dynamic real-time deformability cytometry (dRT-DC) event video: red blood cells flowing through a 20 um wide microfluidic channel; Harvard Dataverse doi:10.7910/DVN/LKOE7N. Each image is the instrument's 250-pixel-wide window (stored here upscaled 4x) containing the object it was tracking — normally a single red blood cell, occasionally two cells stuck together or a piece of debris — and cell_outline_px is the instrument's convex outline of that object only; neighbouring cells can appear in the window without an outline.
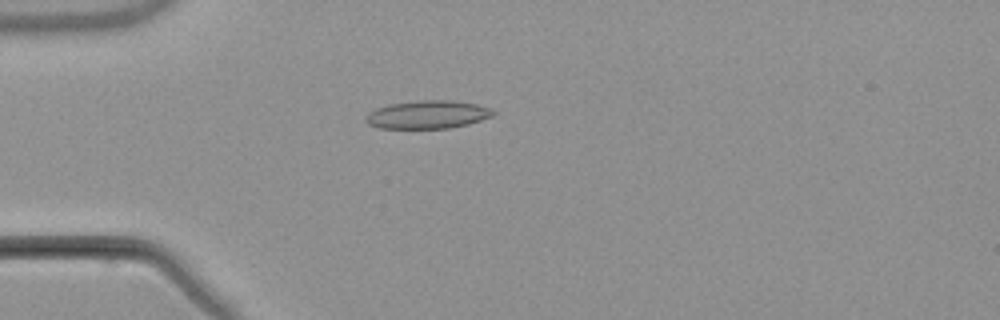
{"species": "common noctule bat (a hibernating species)", "species_latin": "Nyctalus noctula", "temperature_condition": "warm", "stored_images_in_passage": 5, "camera_frame_rate_fps": 3000, "um_per_image_px": 0.085, "animal": {"sex": "male", "body_mass_g": 21.5, "forearm_length_mm": 52.0}, "frame": {"image": 1, "passage_image": 4, "time_ms": 3.667, "image_size_px": [1000, 320], "cell_outline_px": [[496, 112], [492, 116], [468, 124], [448, 128], [380, 128], [368, 124], [364, 120], [368, 112], [376, 108], [388, 104], [420, 100], [452, 100], [476, 104], [492, 108]], "centroid_in_image_um": [36.34, 9.73], "position_along_channel_um": 48.7, "area_um2": 20.92}}